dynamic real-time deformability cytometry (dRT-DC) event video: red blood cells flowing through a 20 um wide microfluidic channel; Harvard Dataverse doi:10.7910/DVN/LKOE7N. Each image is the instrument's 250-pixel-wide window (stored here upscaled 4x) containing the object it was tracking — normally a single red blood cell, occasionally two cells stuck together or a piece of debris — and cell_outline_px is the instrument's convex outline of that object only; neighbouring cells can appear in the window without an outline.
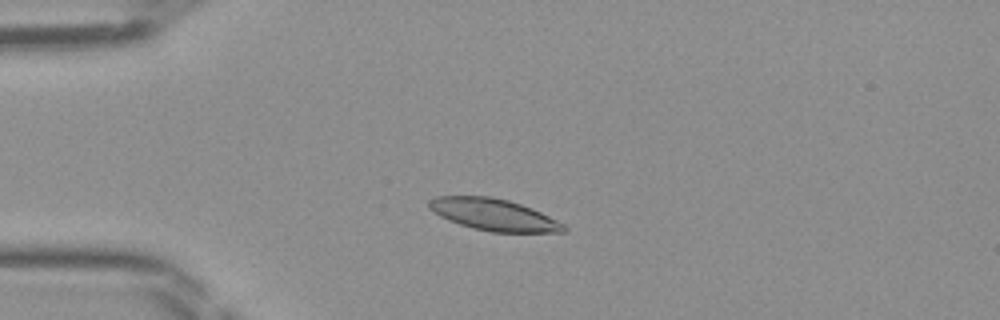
{"species": "Egyptian fruit bat (a non-hibernating species)", "species_latin": "Rousettus aegyptiacus", "temperature_condition": "room temperature", "stored_images_in_passage": 37, "camera_frame_rate_fps": 3000, "um_per_image_px": 0.085, "frame": {"image": 1, "passage_image": 1, "time_ms": 0.0, "image_size_px": [1000, 320], "cell_outline_px": [[568, 232], [492, 232], [460, 224], [448, 220], [440, 216], [428, 208], [428, 200], [436, 196], [492, 196], [508, 200], [532, 208], [564, 224], [568, 228]], "centroid_in_image_um": [41.96, 18.24], "position_along_channel_um": 43.0, "area_um2": 24.85}}
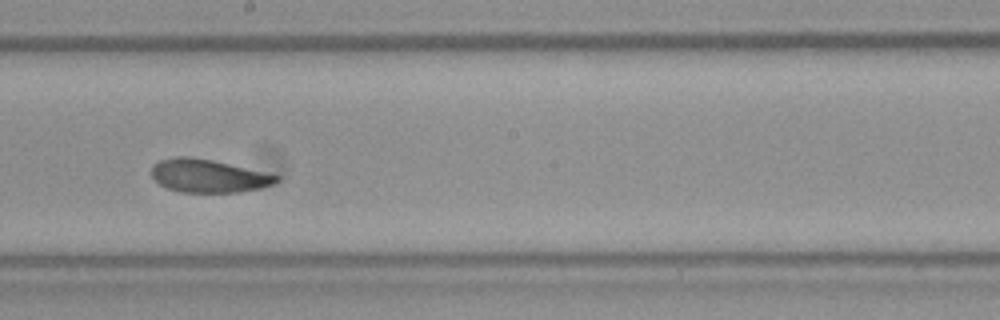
{"frame": {"image": 2, "passage_image": 16, "time_ms": 5.0, "image_size_px": [1000, 320], "cell_outline_px": [[280, 180], [272, 184], [260, 188], [240, 192], [180, 192], [168, 188], [160, 184], [152, 176], [152, 164], [160, 160], [176, 156], [188, 156], [212, 160], [264, 172], [280, 176]], "centroid_in_image_um": [17.7, 14.95], "position_along_channel_um": 230.5, "area_um2": 23.93}}
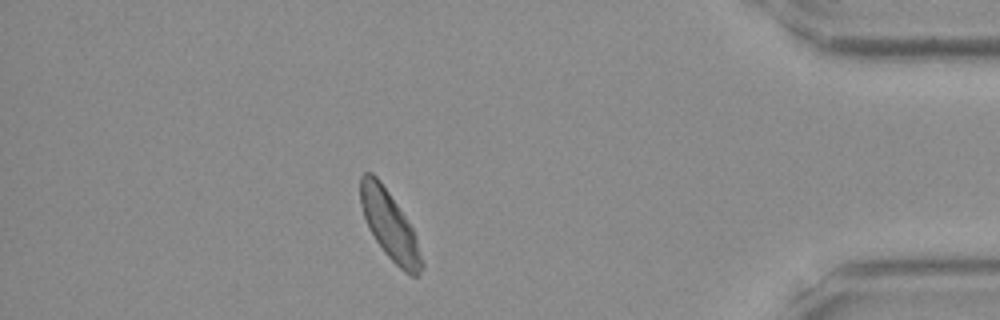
{"frame": {"image": 3, "passage_image": 31, "time_ms": 10.0, "image_size_px": [1000, 320], "cell_outline_px": [[424, 268], [416, 276], [412, 276], [404, 272], [384, 252], [368, 228], [360, 204], [360, 176], [364, 172], [372, 172], [380, 180], [412, 228], [416, 236], [424, 264]], "centroid_in_image_um": [33.11, 19.16], "position_along_channel_um": 402.1, "area_um2": 24.16}}